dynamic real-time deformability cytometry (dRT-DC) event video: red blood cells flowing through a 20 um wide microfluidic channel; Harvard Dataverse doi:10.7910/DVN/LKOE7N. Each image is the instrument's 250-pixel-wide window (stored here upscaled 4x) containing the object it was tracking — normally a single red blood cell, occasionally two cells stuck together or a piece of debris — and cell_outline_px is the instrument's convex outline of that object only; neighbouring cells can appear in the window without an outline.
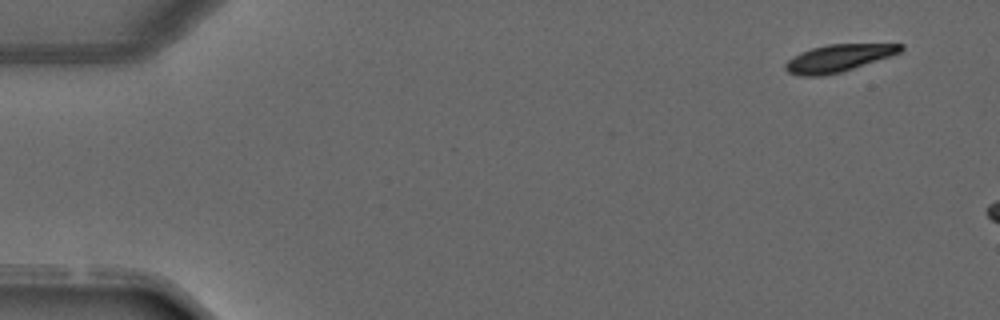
{"species": "common noctule bat (a hibernating species)", "species_latin": "Nyctalus noctula", "temperature_condition": "warm", "stored_images_in_passage": 3, "camera_frame_rate_fps": 3000, "um_per_image_px": 0.085, "animal": {"sex": "male", "forearm_length_mm": 52.5}, "frame": {"image": 1, "passage_image": 1, "time_ms": 0.0, "image_size_px": [1000, 320], "cell_outline_px": [[904, 48], [900, 52], [840, 72], [820, 76], [800, 76], [788, 72], [784, 68], [784, 64], [792, 56], [800, 52], [812, 48], [828, 44], [904, 44]], "centroid_in_image_um": [71.19, 4.94], "position_along_channel_um": 13.8, "area_um2": 18.03}}